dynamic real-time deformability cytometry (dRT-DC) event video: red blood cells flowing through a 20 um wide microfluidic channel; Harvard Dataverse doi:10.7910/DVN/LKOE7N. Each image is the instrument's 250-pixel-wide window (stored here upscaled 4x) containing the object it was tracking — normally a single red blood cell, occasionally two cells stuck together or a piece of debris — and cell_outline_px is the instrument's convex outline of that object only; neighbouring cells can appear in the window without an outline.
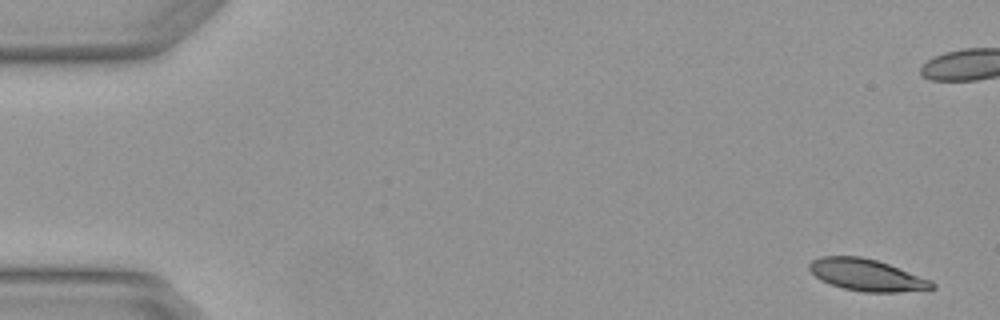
{"species": "Egyptian fruit bat (a non-hibernating species)", "species_latin": "Rousettus aegyptiacus", "temperature_condition": "warm", "stored_images_in_passage": 6, "camera_frame_rate_fps": 3000, "um_per_image_px": 0.085, "animal": {"sex": "female"}, "frame": {"image": 1, "passage_image": 1, "time_ms": 0.0, "image_size_px": [1000, 320], "cell_outline_px": [[936, 288], [900, 292], [864, 292], [844, 288], [820, 280], [808, 268], [808, 264], [812, 260], [820, 256], [860, 256], [876, 260], [888, 264], [932, 280], [936, 284]], "centroid_in_image_um": [73.68, 23.37], "position_along_channel_um": 11.3, "area_um2": 22.66}}